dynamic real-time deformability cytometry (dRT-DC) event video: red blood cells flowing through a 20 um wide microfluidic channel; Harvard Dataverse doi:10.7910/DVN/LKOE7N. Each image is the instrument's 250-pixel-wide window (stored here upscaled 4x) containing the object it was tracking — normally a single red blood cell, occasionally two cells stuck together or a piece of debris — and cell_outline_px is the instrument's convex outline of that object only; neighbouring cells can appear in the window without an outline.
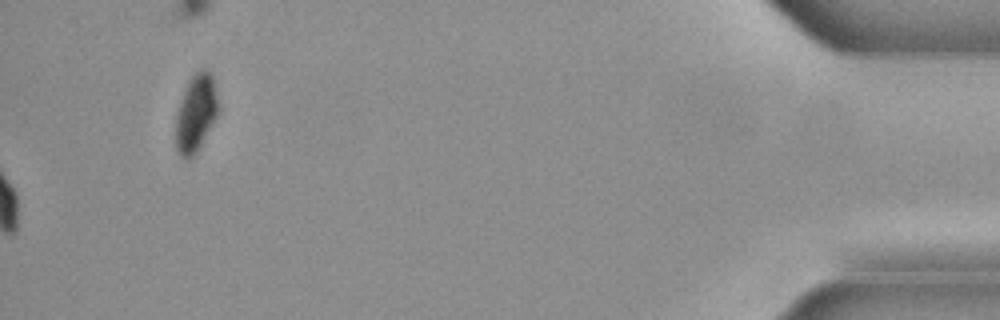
{"species": "common noctule bat (a hibernating species)", "species_latin": "Nyctalus noctula", "temperature_condition": "cold", "stored_images_in_passage": 42, "camera_frame_rate_fps": 3000, "um_per_image_px": 0.085, "animal": {"sex": "male", "body_mass_g": 21.5, "forearm_length_mm": 52.0}, "frame": {"image": 1, "passage_image": 42, "time_ms": 13.667, "image_size_px": [1000, 320], "cell_outline_px": [[220, 108], [216, 116], [196, 152], [188, 160], [184, 160], [180, 156], [176, 148], [176, 112], [180, 100], [192, 76], [200, 68], [208, 68], [212, 72]], "centroid_in_image_um": [16.66, 9.58], "position_along_channel_um": 418.5, "area_um2": 19.19}}